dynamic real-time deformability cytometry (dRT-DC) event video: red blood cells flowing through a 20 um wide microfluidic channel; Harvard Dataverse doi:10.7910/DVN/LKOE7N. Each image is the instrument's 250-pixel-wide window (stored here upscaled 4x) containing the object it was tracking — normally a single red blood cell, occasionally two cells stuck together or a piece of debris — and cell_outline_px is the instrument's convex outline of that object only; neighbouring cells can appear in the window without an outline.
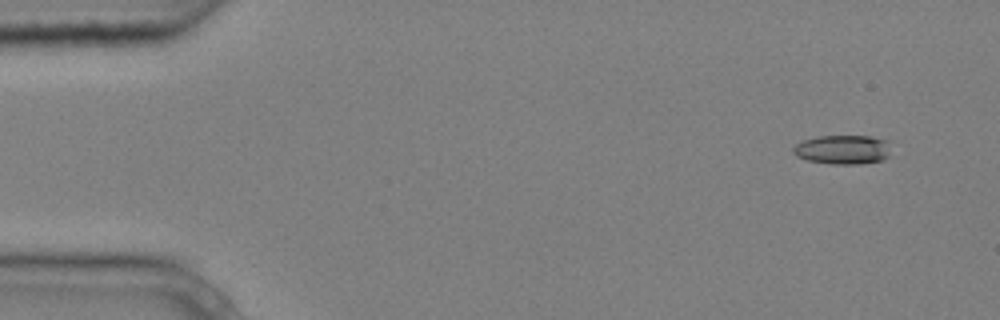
{"species": "common noctule bat (a hibernating species)", "species_latin": "Nyctalus noctula", "temperature_condition": "cold", "stored_images_in_passage": 4, "camera_frame_rate_fps": 3000, "um_per_image_px": 0.085, "animal": {"sex": "male", "body_mass_g": 20.4}, "frame": {"image": 1, "passage_image": 1, "time_ms": 0.0, "image_size_px": [1000, 320], "cell_outline_px": [[892, 156], [884, 160], [860, 164], [832, 164], [808, 160], [796, 156], [792, 152], [792, 148], [796, 144], [804, 140], [816, 136], [868, 136], [884, 140]], "centroid_in_image_um": [71.62, 12.73], "position_along_channel_um": 13.4, "area_um2": 16.65}}
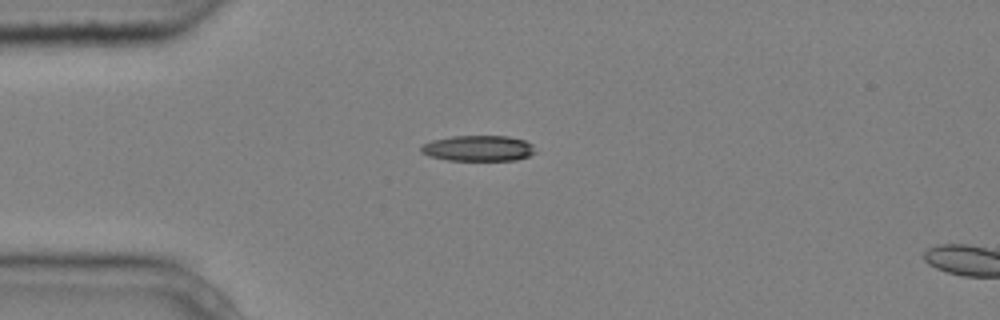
{"frame": {"image": 2, "passage_image": 3, "time_ms": 0.667, "image_size_px": [1000, 320], "cell_outline_px": [[536, 152], [528, 156], [516, 160], [448, 160], [428, 156], [420, 152], [420, 148], [424, 144], [432, 140], [452, 136], [508, 136], [524, 140], [532, 144]], "centroid_in_image_um": [40.65, 12.6], "position_along_channel_um": 44.4, "area_um2": 17.11}}